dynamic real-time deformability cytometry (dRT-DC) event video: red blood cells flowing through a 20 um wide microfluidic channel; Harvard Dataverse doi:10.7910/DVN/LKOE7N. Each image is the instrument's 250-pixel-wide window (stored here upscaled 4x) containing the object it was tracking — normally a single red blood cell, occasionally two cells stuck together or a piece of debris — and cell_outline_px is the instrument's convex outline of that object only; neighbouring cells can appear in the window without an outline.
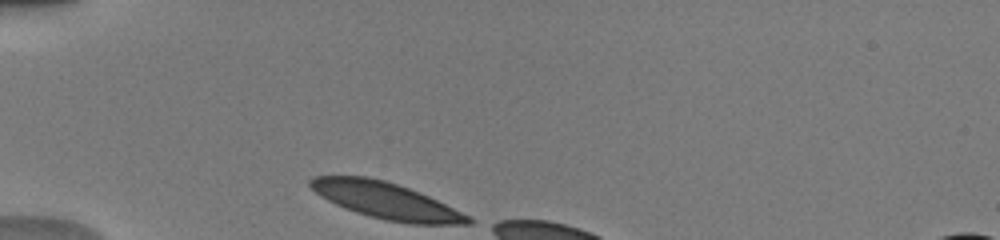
{"species": "human", "species_latin": "Homo sapiens", "temperature_condition": "warm", "stored_images_in_passage": 6, "camera_frame_rate_fps": 3000, "um_per_image_px": 0.085, "donor": {"sex": "male"}, "frame": {"image": 1, "passage_image": 1, "time_ms": 0.0, "image_size_px": [1000, 240], "cell_outline_px": [[476, 220], [472, 224], [408, 224], [384, 220], [356, 212], [344, 208], [320, 196], [308, 184], [308, 180], [312, 176], [368, 176], [384, 180], [420, 192], [472, 216]], "centroid_in_image_um": [32.85, 17.06], "position_along_channel_um": 52.1, "area_um2": 33.64}}